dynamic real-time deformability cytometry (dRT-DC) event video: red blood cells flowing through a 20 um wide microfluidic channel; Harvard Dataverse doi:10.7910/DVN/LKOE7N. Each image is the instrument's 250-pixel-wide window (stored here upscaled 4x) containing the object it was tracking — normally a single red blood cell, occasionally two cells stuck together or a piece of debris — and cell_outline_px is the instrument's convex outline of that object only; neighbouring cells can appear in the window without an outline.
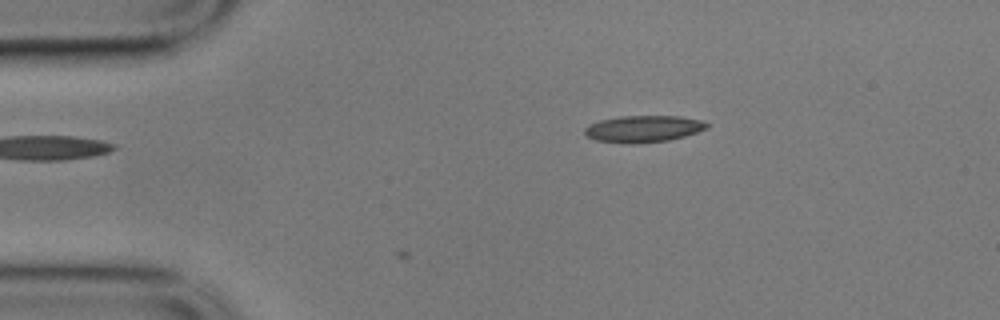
{"species": "common noctule bat (a hibernating species)", "species_latin": "Nyctalus noctula", "temperature_condition": "cold", "stored_images_in_passage": 2, "camera_frame_rate_fps": 3000, "um_per_image_px": 0.085, "animal": {"sex": "male", "body_mass_g": 17.9}, "frame": {"image": 1, "passage_image": 1, "time_ms": 0.0, "image_size_px": [1000, 320], "cell_outline_px": [[708, 128], [684, 136], [668, 140], [632, 144], [624, 144], [596, 140], [584, 136], [584, 128], [588, 124], [600, 120], [620, 116], [680, 116], [704, 120], [708, 124]], "centroid_in_image_um": [54.65, 10.95], "position_along_channel_um": 30.4, "area_um2": 19.25}}